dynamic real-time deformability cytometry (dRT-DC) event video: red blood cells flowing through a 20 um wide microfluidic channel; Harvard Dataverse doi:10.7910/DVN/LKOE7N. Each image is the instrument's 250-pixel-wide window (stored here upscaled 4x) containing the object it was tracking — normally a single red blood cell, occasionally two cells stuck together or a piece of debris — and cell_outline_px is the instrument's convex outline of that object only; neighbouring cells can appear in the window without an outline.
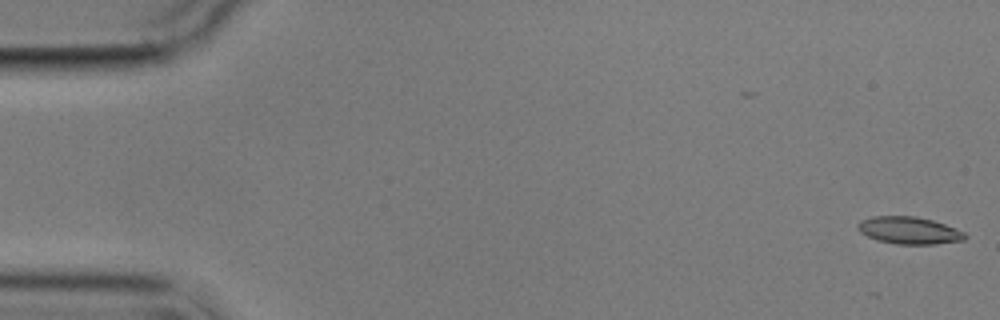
{"species": "common noctule bat (a hibernating species)", "species_latin": "Nyctalus noctula", "temperature_condition": "cold", "stored_images_in_passage": 6, "camera_frame_rate_fps": 3000, "um_per_image_px": 0.085, "animal": {"sex": "male", "body_mass_g": 17.9}, "frame": {"image": 1, "passage_image": 1, "time_ms": 0.0, "image_size_px": [1000, 320], "cell_outline_px": [[968, 236], [964, 240], [936, 244], [896, 244], [876, 240], [860, 232], [856, 228], [856, 224], [860, 220], [872, 216], [916, 216], [932, 220], [956, 228], [964, 232]], "centroid_in_image_um": [77.25, 19.58], "position_along_channel_um": 7.7, "area_um2": 17.17}}